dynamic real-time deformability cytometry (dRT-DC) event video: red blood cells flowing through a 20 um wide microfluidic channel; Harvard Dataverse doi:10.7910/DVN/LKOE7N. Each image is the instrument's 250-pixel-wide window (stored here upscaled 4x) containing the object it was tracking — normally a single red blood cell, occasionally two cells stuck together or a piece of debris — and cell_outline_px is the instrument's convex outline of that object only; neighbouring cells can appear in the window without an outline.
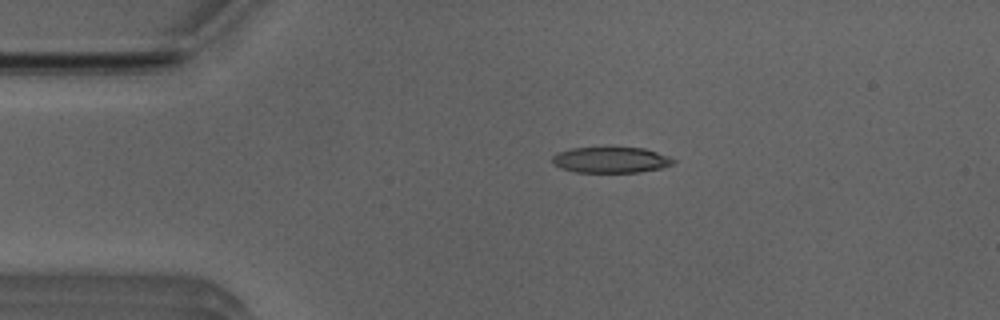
{"species": "Egyptian fruit bat (a non-hibernating species)", "species_latin": "Rousettus aegyptiacus", "temperature_condition": "room temperature", "stored_images_in_passage": 33, "camera_frame_rate_fps": 3000, "um_per_image_px": 0.085, "animal": {"sex": "male"}, "frame": {"image": 1, "passage_image": 2, "time_ms": 0.333, "image_size_px": [1000, 320], "cell_outline_px": [[676, 160], [672, 164], [660, 168], [636, 172], [576, 172], [560, 168], [552, 160], [552, 156], [560, 152], [572, 148], [644, 148], [668, 156]], "centroid_in_image_um": [51.92, 13.6], "position_along_channel_um": 33.1, "area_um2": 17.86}}
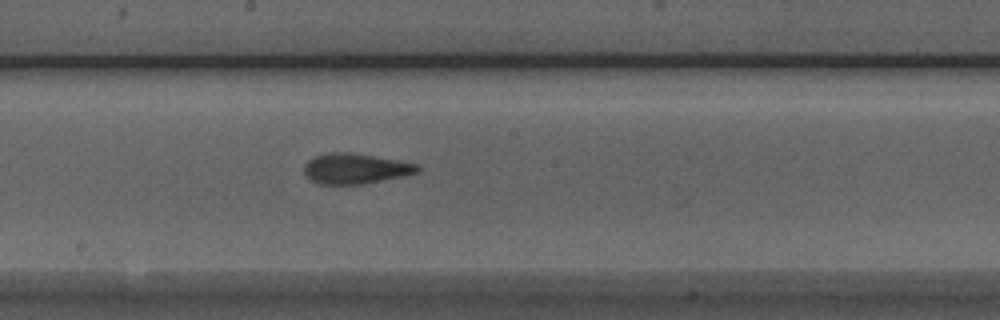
{"frame": {"image": 2, "passage_image": 19, "time_ms": 6.0, "image_size_px": [1000, 320], "cell_outline_px": [[420, 172], [360, 184], [320, 184], [304, 176], [304, 164], [308, 160], [316, 156], [328, 152], [352, 152], [420, 164]], "centroid_in_image_um": [30.18, 14.31], "position_along_channel_um": 218.0, "area_um2": 20.0}}
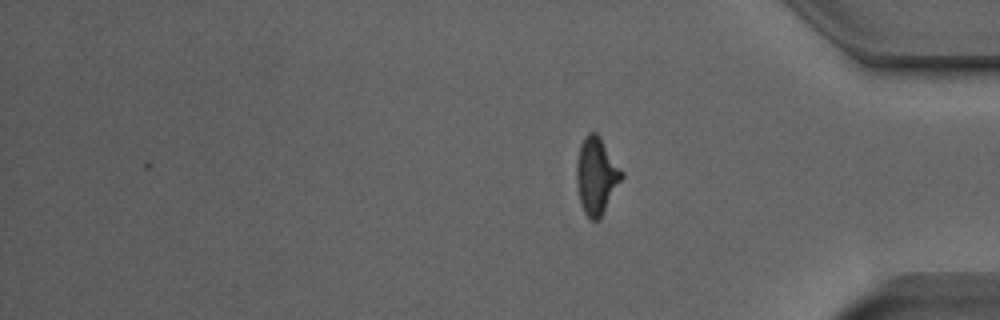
{"frame": {"image": 3, "passage_image": 33, "time_ms": 10.667, "image_size_px": [1000, 320], "cell_outline_px": [[624, 176], [600, 220], [592, 220], [584, 212], [580, 204], [576, 180], [576, 160], [580, 144], [584, 136], [588, 132], [596, 132], [624, 172]], "centroid_in_image_um": [50.69, 14.95], "position_along_channel_um": 384.5, "area_um2": 20.4}, "authors_computed_cell_mechanics": {"area_um2": 19.5942, "velocity_mm_per_s": 3.9399, "shape_relaxation_time_tau1_ms": 8.3811, "shape_relaxation_time_tau2_ms": 1.4855, "deformation_change_tau1": 0.2654, "deformation_change_tau2": 0.1125}}